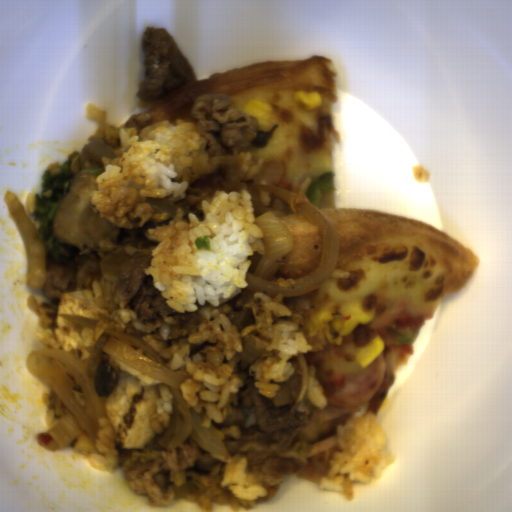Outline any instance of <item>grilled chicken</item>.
<instances>
[{"instance_id": "1", "label": "grilled chicken", "mask_w": 512, "mask_h": 512, "mask_svg": "<svg viewBox=\"0 0 512 512\" xmlns=\"http://www.w3.org/2000/svg\"><path fill=\"white\" fill-rule=\"evenodd\" d=\"M396 376L390 373H384L382 384L376 394L369 399L368 410H371L376 416L378 415L387 394L395 380Z\"/></svg>"}]
</instances>
